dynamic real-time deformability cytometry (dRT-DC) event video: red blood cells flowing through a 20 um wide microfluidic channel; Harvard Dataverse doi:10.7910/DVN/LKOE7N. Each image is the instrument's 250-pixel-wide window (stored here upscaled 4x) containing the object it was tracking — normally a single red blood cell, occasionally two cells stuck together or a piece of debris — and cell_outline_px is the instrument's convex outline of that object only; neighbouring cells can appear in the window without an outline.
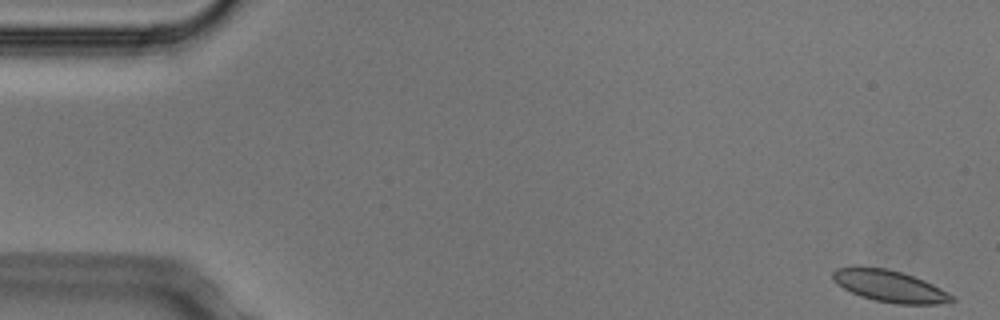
{"species": "Egyptian fruit bat (a non-hibernating species)", "species_latin": "Rousettus aegyptiacus", "temperature_condition": "cold", "stored_images_in_passage": 5, "camera_frame_rate_fps": 3000, "um_per_image_px": 0.085, "animal": {"sex": "male"}, "frame": {"image": 1, "passage_image": 1, "time_ms": 0.0, "image_size_px": [1000, 320], "cell_outline_px": [[956, 300], [940, 304], [896, 304], [872, 300], [860, 296], [844, 288], [832, 280], [832, 272], [836, 268], [856, 264], [860, 264], [888, 268], [924, 280], [948, 292]], "centroid_in_image_um": [75.55, 24.28], "position_along_channel_um": 9.5, "area_um2": 22.48}}
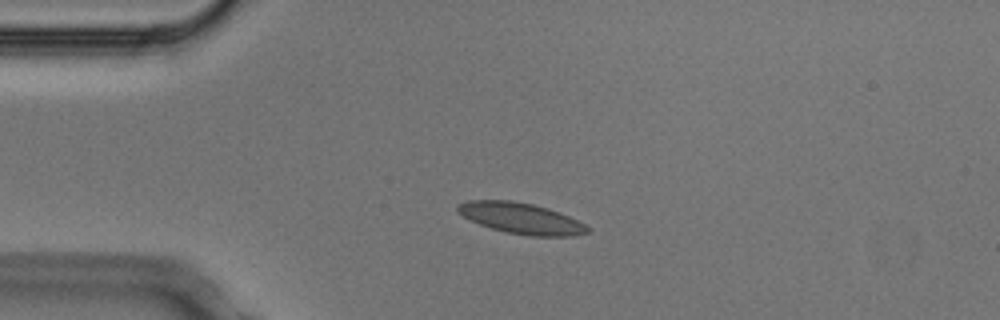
{"frame": {"image": 2, "passage_image": 4, "time_ms": 1.0, "image_size_px": [1000, 320], "cell_outline_px": [[592, 228], [588, 232], [572, 236], [532, 236], [508, 232], [492, 228], [480, 224], [456, 212], [456, 208], [460, 204], [468, 200], [508, 200], [532, 204], [548, 208], [568, 216]], "centroid_in_image_um": [44.3, 18.55], "position_along_channel_um": 40.7, "area_um2": 23.06}}